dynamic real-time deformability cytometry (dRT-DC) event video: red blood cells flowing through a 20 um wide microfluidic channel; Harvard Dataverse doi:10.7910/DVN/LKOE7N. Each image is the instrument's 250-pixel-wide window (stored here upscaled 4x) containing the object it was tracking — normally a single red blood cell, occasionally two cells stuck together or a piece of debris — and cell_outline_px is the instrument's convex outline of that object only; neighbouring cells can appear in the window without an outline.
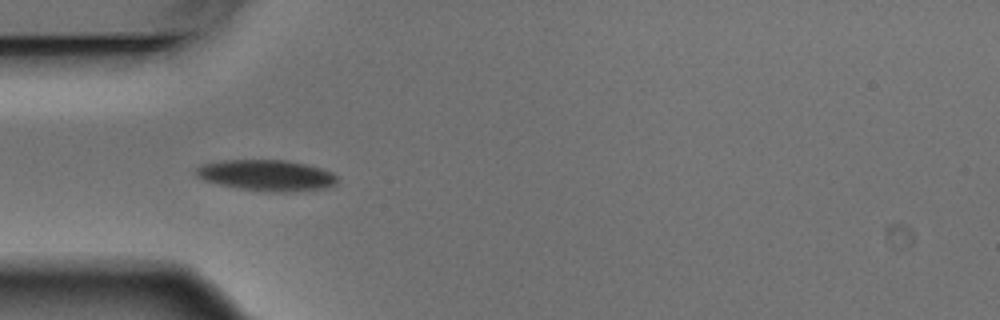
{"species": "Egyptian fruit bat (a non-hibernating species)", "species_latin": "Rousettus aegyptiacus", "temperature_condition": "warm", "stored_images_in_passage": 5, "camera_frame_rate_fps": 3000, "um_per_image_px": 0.085, "animal": {"sex": "male"}, "frame": {"image": 1, "passage_image": 4, "time_ms": 1.0, "image_size_px": [1000, 320], "cell_outline_px": [[336, 184], [324, 188], [284, 192], [280, 192], [244, 188], [220, 184], [204, 180], [196, 176], [196, 168], [204, 164], [224, 160], [288, 160], [320, 168], [332, 172], [336, 176]], "centroid_in_image_um": [22.67, 14.89], "position_along_channel_um": 62.3, "area_um2": 24.91}}
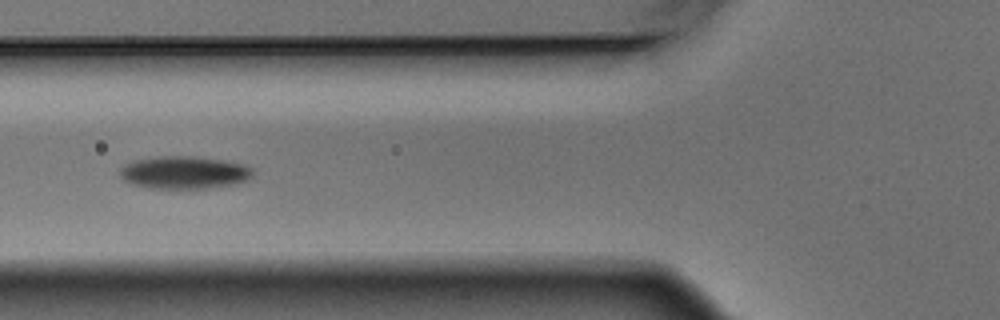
{"frame": {"image": 2, "passage_image": 5, "time_ms": 1.333, "image_size_px": [1000, 320], "cell_outline_px": [[252, 180], [236, 184], [212, 188], [148, 188], [132, 184], [124, 180], [120, 176], [120, 168], [132, 160], [160, 156], [192, 156], [220, 160], [244, 164], [252, 168]], "centroid_in_image_um": [15.68, 14.67], "position_along_channel_um": 110.1, "area_um2": 25.49}}